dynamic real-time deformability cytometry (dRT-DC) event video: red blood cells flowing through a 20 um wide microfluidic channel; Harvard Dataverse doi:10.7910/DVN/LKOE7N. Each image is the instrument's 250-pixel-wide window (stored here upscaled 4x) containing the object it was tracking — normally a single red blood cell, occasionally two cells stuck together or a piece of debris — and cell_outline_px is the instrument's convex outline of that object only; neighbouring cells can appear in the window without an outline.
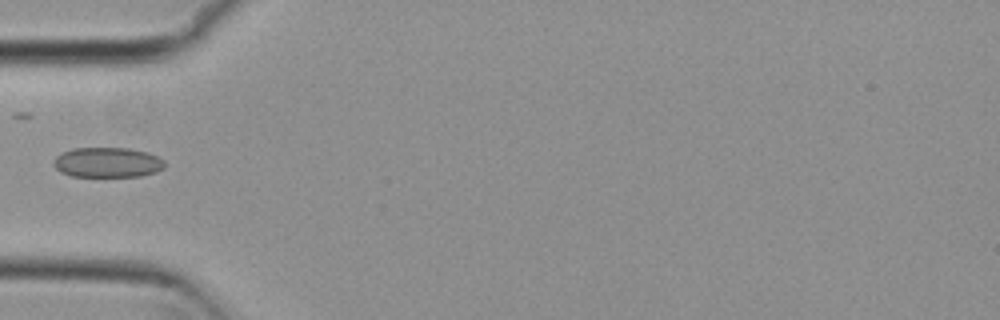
{"species": "common noctule bat (a hibernating species)", "species_latin": "Nyctalus noctula", "temperature_condition": "cold", "stored_images_in_passage": 4, "camera_frame_rate_fps": 3000, "um_per_image_px": 0.085, "animal": {"sex": "female", "body_mass_g": 29.2, "forearm_length_mm": 56.3}, "frame": {"image": 1, "passage_image": 4, "time_ms": 1.0, "image_size_px": [1000, 320], "cell_outline_px": [[164, 168], [156, 172], [140, 176], [72, 176], [60, 172], [52, 164], [52, 160], [56, 156], [72, 148], [128, 148], [148, 152], [164, 160]], "centroid_in_image_um": [9.12, 13.8], "position_along_channel_um": 75.9, "area_um2": 19.48}}